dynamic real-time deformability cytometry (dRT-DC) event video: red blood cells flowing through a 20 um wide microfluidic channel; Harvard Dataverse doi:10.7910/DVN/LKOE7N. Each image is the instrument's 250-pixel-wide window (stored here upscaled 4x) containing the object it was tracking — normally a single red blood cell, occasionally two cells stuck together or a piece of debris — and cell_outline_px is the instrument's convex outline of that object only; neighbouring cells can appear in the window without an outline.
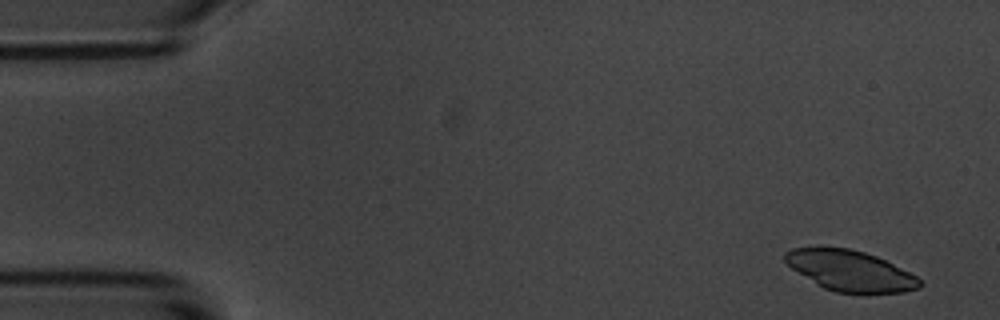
{"species": "common noctule bat (a hibernating species)", "species_latin": "Nyctalus noctula", "temperature_condition": "room temperature", "stored_images_in_passage": 16, "camera_frame_rate_fps": 3000, "um_per_image_px": 0.085, "animal": {"sex": "male", "body_mass_g": 20.1, "forearm_length_mm": 53.5}, "frame": {"image": 1, "passage_image": 3, "time_ms": 0.667, "image_size_px": [1000, 320], "cell_outline_px": [[924, 284], [920, 288], [904, 292], [836, 292], [824, 288], [816, 284], [792, 268], [784, 260], [784, 252], [792, 248], [848, 248], [864, 252], [876, 256], [916, 276]], "centroid_in_image_um": [72.26, 23.01], "position_along_channel_um": 12.7, "area_um2": 31.27}}